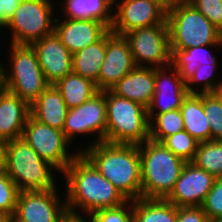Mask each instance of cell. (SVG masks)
I'll use <instances>...</instances> for the list:
<instances>
[{
	"instance_id": "cell-1",
	"label": "cell",
	"mask_w": 222,
	"mask_h": 222,
	"mask_svg": "<svg viewBox=\"0 0 222 222\" xmlns=\"http://www.w3.org/2000/svg\"><path fill=\"white\" fill-rule=\"evenodd\" d=\"M62 175L66 179L64 195L70 218L80 219L84 214L115 208L128 201L82 153L72 160Z\"/></svg>"
},
{
	"instance_id": "cell-2",
	"label": "cell",
	"mask_w": 222,
	"mask_h": 222,
	"mask_svg": "<svg viewBox=\"0 0 222 222\" xmlns=\"http://www.w3.org/2000/svg\"><path fill=\"white\" fill-rule=\"evenodd\" d=\"M79 148L77 151L82 153L127 200L141 198V161L138 145L101 141L89 147Z\"/></svg>"
},
{
	"instance_id": "cell-3",
	"label": "cell",
	"mask_w": 222,
	"mask_h": 222,
	"mask_svg": "<svg viewBox=\"0 0 222 222\" xmlns=\"http://www.w3.org/2000/svg\"><path fill=\"white\" fill-rule=\"evenodd\" d=\"M141 161V197L166 199L187 163L161 142L146 140L138 145Z\"/></svg>"
},
{
	"instance_id": "cell-4",
	"label": "cell",
	"mask_w": 222,
	"mask_h": 222,
	"mask_svg": "<svg viewBox=\"0 0 222 222\" xmlns=\"http://www.w3.org/2000/svg\"><path fill=\"white\" fill-rule=\"evenodd\" d=\"M55 170L22 137L7 141L4 171L19 191L54 189Z\"/></svg>"
},
{
	"instance_id": "cell-5",
	"label": "cell",
	"mask_w": 222,
	"mask_h": 222,
	"mask_svg": "<svg viewBox=\"0 0 222 222\" xmlns=\"http://www.w3.org/2000/svg\"><path fill=\"white\" fill-rule=\"evenodd\" d=\"M107 128L105 142L140 145L149 139L147 108L105 90Z\"/></svg>"
},
{
	"instance_id": "cell-6",
	"label": "cell",
	"mask_w": 222,
	"mask_h": 222,
	"mask_svg": "<svg viewBox=\"0 0 222 222\" xmlns=\"http://www.w3.org/2000/svg\"><path fill=\"white\" fill-rule=\"evenodd\" d=\"M170 49L222 45V32L186 0H178L167 12Z\"/></svg>"
},
{
	"instance_id": "cell-7",
	"label": "cell",
	"mask_w": 222,
	"mask_h": 222,
	"mask_svg": "<svg viewBox=\"0 0 222 222\" xmlns=\"http://www.w3.org/2000/svg\"><path fill=\"white\" fill-rule=\"evenodd\" d=\"M10 45L11 52L7 60L10 64L4 67L5 89L31 105L50 84L45 79L32 46Z\"/></svg>"
},
{
	"instance_id": "cell-8",
	"label": "cell",
	"mask_w": 222,
	"mask_h": 222,
	"mask_svg": "<svg viewBox=\"0 0 222 222\" xmlns=\"http://www.w3.org/2000/svg\"><path fill=\"white\" fill-rule=\"evenodd\" d=\"M53 0H23L8 20L9 44L29 45L54 32L56 8ZM54 8V9H53Z\"/></svg>"
},
{
	"instance_id": "cell-9",
	"label": "cell",
	"mask_w": 222,
	"mask_h": 222,
	"mask_svg": "<svg viewBox=\"0 0 222 222\" xmlns=\"http://www.w3.org/2000/svg\"><path fill=\"white\" fill-rule=\"evenodd\" d=\"M21 137L60 174L80 153L76 150L69 153L71 143L62 130L42 124L31 115L27 119Z\"/></svg>"
},
{
	"instance_id": "cell-10",
	"label": "cell",
	"mask_w": 222,
	"mask_h": 222,
	"mask_svg": "<svg viewBox=\"0 0 222 222\" xmlns=\"http://www.w3.org/2000/svg\"><path fill=\"white\" fill-rule=\"evenodd\" d=\"M136 67H165L171 62L168 24L138 28L125 33Z\"/></svg>"
},
{
	"instance_id": "cell-11",
	"label": "cell",
	"mask_w": 222,
	"mask_h": 222,
	"mask_svg": "<svg viewBox=\"0 0 222 222\" xmlns=\"http://www.w3.org/2000/svg\"><path fill=\"white\" fill-rule=\"evenodd\" d=\"M107 128L106 101L104 91H99L80 106L69 108L63 132L72 143L75 137L95 135L96 139L86 147L105 141Z\"/></svg>"
},
{
	"instance_id": "cell-12",
	"label": "cell",
	"mask_w": 222,
	"mask_h": 222,
	"mask_svg": "<svg viewBox=\"0 0 222 222\" xmlns=\"http://www.w3.org/2000/svg\"><path fill=\"white\" fill-rule=\"evenodd\" d=\"M56 188L58 186L45 191H19L16 210L9 222H67L70 217L66 200L58 197Z\"/></svg>"
},
{
	"instance_id": "cell-13",
	"label": "cell",
	"mask_w": 222,
	"mask_h": 222,
	"mask_svg": "<svg viewBox=\"0 0 222 222\" xmlns=\"http://www.w3.org/2000/svg\"><path fill=\"white\" fill-rule=\"evenodd\" d=\"M166 16L167 12L150 0H113V21L110 30L123 36L138 28L162 24Z\"/></svg>"
},
{
	"instance_id": "cell-14",
	"label": "cell",
	"mask_w": 222,
	"mask_h": 222,
	"mask_svg": "<svg viewBox=\"0 0 222 222\" xmlns=\"http://www.w3.org/2000/svg\"><path fill=\"white\" fill-rule=\"evenodd\" d=\"M136 67L127 40L111 30L106 33V56L102 63L98 80L99 91L111 88Z\"/></svg>"
},
{
	"instance_id": "cell-15",
	"label": "cell",
	"mask_w": 222,
	"mask_h": 222,
	"mask_svg": "<svg viewBox=\"0 0 222 222\" xmlns=\"http://www.w3.org/2000/svg\"><path fill=\"white\" fill-rule=\"evenodd\" d=\"M188 95L186 83L171 65L155 68L154 95L147 107L150 121L155 115L180 109Z\"/></svg>"
},
{
	"instance_id": "cell-16",
	"label": "cell",
	"mask_w": 222,
	"mask_h": 222,
	"mask_svg": "<svg viewBox=\"0 0 222 222\" xmlns=\"http://www.w3.org/2000/svg\"><path fill=\"white\" fill-rule=\"evenodd\" d=\"M215 179L213 175L198 168L194 163L187 162L166 200L176 207L202 206Z\"/></svg>"
},
{
	"instance_id": "cell-17",
	"label": "cell",
	"mask_w": 222,
	"mask_h": 222,
	"mask_svg": "<svg viewBox=\"0 0 222 222\" xmlns=\"http://www.w3.org/2000/svg\"><path fill=\"white\" fill-rule=\"evenodd\" d=\"M31 46L37 54L41 70L50 85H54L72 72L73 54L55 32L39 39Z\"/></svg>"
},
{
	"instance_id": "cell-18",
	"label": "cell",
	"mask_w": 222,
	"mask_h": 222,
	"mask_svg": "<svg viewBox=\"0 0 222 222\" xmlns=\"http://www.w3.org/2000/svg\"><path fill=\"white\" fill-rule=\"evenodd\" d=\"M55 19L54 32L66 48L75 52L99 41L110 28L95 19Z\"/></svg>"
},
{
	"instance_id": "cell-19",
	"label": "cell",
	"mask_w": 222,
	"mask_h": 222,
	"mask_svg": "<svg viewBox=\"0 0 222 222\" xmlns=\"http://www.w3.org/2000/svg\"><path fill=\"white\" fill-rule=\"evenodd\" d=\"M29 116L30 105L26 101L6 89L0 93V138H20Z\"/></svg>"
},
{
	"instance_id": "cell-20",
	"label": "cell",
	"mask_w": 222,
	"mask_h": 222,
	"mask_svg": "<svg viewBox=\"0 0 222 222\" xmlns=\"http://www.w3.org/2000/svg\"><path fill=\"white\" fill-rule=\"evenodd\" d=\"M154 84V67H135L119 80L111 88V91L118 96L138 102L147 108L154 95Z\"/></svg>"
},
{
	"instance_id": "cell-21",
	"label": "cell",
	"mask_w": 222,
	"mask_h": 222,
	"mask_svg": "<svg viewBox=\"0 0 222 222\" xmlns=\"http://www.w3.org/2000/svg\"><path fill=\"white\" fill-rule=\"evenodd\" d=\"M68 109L60 92L49 85L30 105V115L42 124L63 130Z\"/></svg>"
},
{
	"instance_id": "cell-22",
	"label": "cell",
	"mask_w": 222,
	"mask_h": 222,
	"mask_svg": "<svg viewBox=\"0 0 222 222\" xmlns=\"http://www.w3.org/2000/svg\"><path fill=\"white\" fill-rule=\"evenodd\" d=\"M180 111L186 132L199 142L211 140V129L204 112V93H188Z\"/></svg>"
},
{
	"instance_id": "cell-23",
	"label": "cell",
	"mask_w": 222,
	"mask_h": 222,
	"mask_svg": "<svg viewBox=\"0 0 222 222\" xmlns=\"http://www.w3.org/2000/svg\"><path fill=\"white\" fill-rule=\"evenodd\" d=\"M215 46L222 47V45H202L184 50L171 49L170 65L175 70H178L183 81L187 83L199 65H218V59L212 53ZM208 47H213V50H210Z\"/></svg>"
},
{
	"instance_id": "cell-24",
	"label": "cell",
	"mask_w": 222,
	"mask_h": 222,
	"mask_svg": "<svg viewBox=\"0 0 222 222\" xmlns=\"http://www.w3.org/2000/svg\"><path fill=\"white\" fill-rule=\"evenodd\" d=\"M61 18L95 19L109 28L113 21V0H63Z\"/></svg>"
},
{
	"instance_id": "cell-25",
	"label": "cell",
	"mask_w": 222,
	"mask_h": 222,
	"mask_svg": "<svg viewBox=\"0 0 222 222\" xmlns=\"http://www.w3.org/2000/svg\"><path fill=\"white\" fill-rule=\"evenodd\" d=\"M54 86L68 108L80 106L99 92L95 82L74 72L65 75Z\"/></svg>"
},
{
	"instance_id": "cell-26",
	"label": "cell",
	"mask_w": 222,
	"mask_h": 222,
	"mask_svg": "<svg viewBox=\"0 0 222 222\" xmlns=\"http://www.w3.org/2000/svg\"><path fill=\"white\" fill-rule=\"evenodd\" d=\"M106 56V34L96 43L73 54L72 72L96 82Z\"/></svg>"
},
{
	"instance_id": "cell-27",
	"label": "cell",
	"mask_w": 222,
	"mask_h": 222,
	"mask_svg": "<svg viewBox=\"0 0 222 222\" xmlns=\"http://www.w3.org/2000/svg\"><path fill=\"white\" fill-rule=\"evenodd\" d=\"M132 222H177V207L166 199L133 200Z\"/></svg>"
},
{
	"instance_id": "cell-28",
	"label": "cell",
	"mask_w": 222,
	"mask_h": 222,
	"mask_svg": "<svg viewBox=\"0 0 222 222\" xmlns=\"http://www.w3.org/2000/svg\"><path fill=\"white\" fill-rule=\"evenodd\" d=\"M192 163L215 178H222V141L199 142Z\"/></svg>"
},
{
	"instance_id": "cell-29",
	"label": "cell",
	"mask_w": 222,
	"mask_h": 222,
	"mask_svg": "<svg viewBox=\"0 0 222 222\" xmlns=\"http://www.w3.org/2000/svg\"><path fill=\"white\" fill-rule=\"evenodd\" d=\"M184 130V123L180 109L157 114L149 121V139L161 142L165 137H169Z\"/></svg>"
},
{
	"instance_id": "cell-30",
	"label": "cell",
	"mask_w": 222,
	"mask_h": 222,
	"mask_svg": "<svg viewBox=\"0 0 222 222\" xmlns=\"http://www.w3.org/2000/svg\"><path fill=\"white\" fill-rule=\"evenodd\" d=\"M217 65H199L192 78L186 83L188 93H213L216 88L222 84V76L216 74ZM221 77V78H220ZM220 78V79H219ZM218 79V80H216ZM216 80V81H215ZM201 83V84H200ZM198 84L196 89L194 85ZM201 89L199 88L200 85ZM199 89V90H198Z\"/></svg>"
},
{
	"instance_id": "cell-31",
	"label": "cell",
	"mask_w": 222,
	"mask_h": 222,
	"mask_svg": "<svg viewBox=\"0 0 222 222\" xmlns=\"http://www.w3.org/2000/svg\"><path fill=\"white\" fill-rule=\"evenodd\" d=\"M161 143L174 155L180 157L186 162H192L195 157L199 141L183 130L169 137H165Z\"/></svg>"
},
{
	"instance_id": "cell-32",
	"label": "cell",
	"mask_w": 222,
	"mask_h": 222,
	"mask_svg": "<svg viewBox=\"0 0 222 222\" xmlns=\"http://www.w3.org/2000/svg\"><path fill=\"white\" fill-rule=\"evenodd\" d=\"M19 190L4 170L0 171V214L8 221L13 217Z\"/></svg>"
},
{
	"instance_id": "cell-33",
	"label": "cell",
	"mask_w": 222,
	"mask_h": 222,
	"mask_svg": "<svg viewBox=\"0 0 222 222\" xmlns=\"http://www.w3.org/2000/svg\"><path fill=\"white\" fill-rule=\"evenodd\" d=\"M133 200L115 208L101 209L84 215L83 222H132Z\"/></svg>"
},
{
	"instance_id": "cell-34",
	"label": "cell",
	"mask_w": 222,
	"mask_h": 222,
	"mask_svg": "<svg viewBox=\"0 0 222 222\" xmlns=\"http://www.w3.org/2000/svg\"><path fill=\"white\" fill-rule=\"evenodd\" d=\"M204 112L211 129V141H222V104L214 93H204Z\"/></svg>"
},
{
	"instance_id": "cell-35",
	"label": "cell",
	"mask_w": 222,
	"mask_h": 222,
	"mask_svg": "<svg viewBox=\"0 0 222 222\" xmlns=\"http://www.w3.org/2000/svg\"><path fill=\"white\" fill-rule=\"evenodd\" d=\"M201 207L210 221L222 218V178L215 179Z\"/></svg>"
},
{
	"instance_id": "cell-36",
	"label": "cell",
	"mask_w": 222,
	"mask_h": 222,
	"mask_svg": "<svg viewBox=\"0 0 222 222\" xmlns=\"http://www.w3.org/2000/svg\"><path fill=\"white\" fill-rule=\"evenodd\" d=\"M222 32V0H186Z\"/></svg>"
},
{
	"instance_id": "cell-37",
	"label": "cell",
	"mask_w": 222,
	"mask_h": 222,
	"mask_svg": "<svg viewBox=\"0 0 222 222\" xmlns=\"http://www.w3.org/2000/svg\"><path fill=\"white\" fill-rule=\"evenodd\" d=\"M177 222H211L202 207H177Z\"/></svg>"
},
{
	"instance_id": "cell-38",
	"label": "cell",
	"mask_w": 222,
	"mask_h": 222,
	"mask_svg": "<svg viewBox=\"0 0 222 222\" xmlns=\"http://www.w3.org/2000/svg\"><path fill=\"white\" fill-rule=\"evenodd\" d=\"M23 0H1V12L9 20Z\"/></svg>"
},
{
	"instance_id": "cell-39",
	"label": "cell",
	"mask_w": 222,
	"mask_h": 222,
	"mask_svg": "<svg viewBox=\"0 0 222 222\" xmlns=\"http://www.w3.org/2000/svg\"><path fill=\"white\" fill-rule=\"evenodd\" d=\"M7 141L0 138V171L5 168V156H6Z\"/></svg>"
},
{
	"instance_id": "cell-40",
	"label": "cell",
	"mask_w": 222,
	"mask_h": 222,
	"mask_svg": "<svg viewBox=\"0 0 222 222\" xmlns=\"http://www.w3.org/2000/svg\"><path fill=\"white\" fill-rule=\"evenodd\" d=\"M161 6L166 12H168L178 0H150Z\"/></svg>"
},
{
	"instance_id": "cell-41",
	"label": "cell",
	"mask_w": 222,
	"mask_h": 222,
	"mask_svg": "<svg viewBox=\"0 0 222 222\" xmlns=\"http://www.w3.org/2000/svg\"><path fill=\"white\" fill-rule=\"evenodd\" d=\"M5 89L4 84V65L0 61V93Z\"/></svg>"
},
{
	"instance_id": "cell-42",
	"label": "cell",
	"mask_w": 222,
	"mask_h": 222,
	"mask_svg": "<svg viewBox=\"0 0 222 222\" xmlns=\"http://www.w3.org/2000/svg\"><path fill=\"white\" fill-rule=\"evenodd\" d=\"M8 20L4 17V14L1 12V0H0V28L5 29Z\"/></svg>"
},
{
	"instance_id": "cell-43",
	"label": "cell",
	"mask_w": 222,
	"mask_h": 222,
	"mask_svg": "<svg viewBox=\"0 0 222 222\" xmlns=\"http://www.w3.org/2000/svg\"><path fill=\"white\" fill-rule=\"evenodd\" d=\"M213 93L218 97L222 104V84L219 85Z\"/></svg>"
},
{
	"instance_id": "cell-44",
	"label": "cell",
	"mask_w": 222,
	"mask_h": 222,
	"mask_svg": "<svg viewBox=\"0 0 222 222\" xmlns=\"http://www.w3.org/2000/svg\"><path fill=\"white\" fill-rule=\"evenodd\" d=\"M0 222H9L2 214H0Z\"/></svg>"
},
{
	"instance_id": "cell-45",
	"label": "cell",
	"mask_w": 222,
	"mask_h": 222,
	"mask_svg": "<svg viewBox=\"0 0 222 222\" xmlns=\"http://www.w3.org/2000/svg\"><path fill=\"white\" fill-rule=\"evenodd\" d=\"M211 222H222V218H219V219H216V220H213Z\"/></svg>"
}]
</instances>
